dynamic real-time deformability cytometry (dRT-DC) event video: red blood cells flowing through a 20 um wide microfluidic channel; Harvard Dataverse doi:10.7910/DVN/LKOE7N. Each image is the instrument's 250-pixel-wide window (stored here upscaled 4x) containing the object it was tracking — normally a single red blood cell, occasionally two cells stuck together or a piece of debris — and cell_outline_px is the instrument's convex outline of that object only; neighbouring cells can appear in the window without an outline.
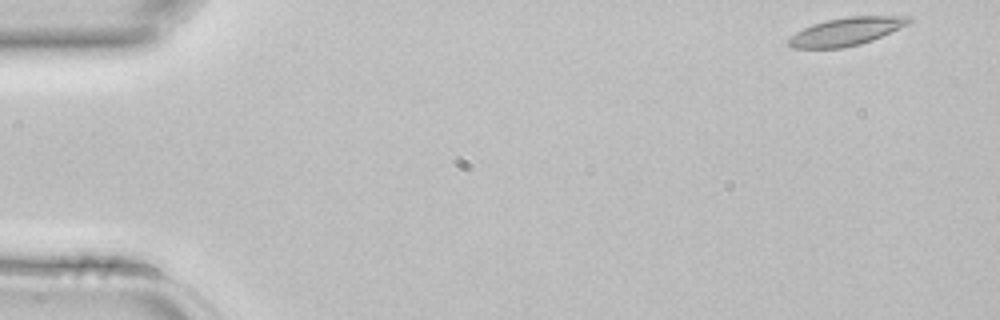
{"species": "common noctule bat (a hibernating species)", "species_latin": "Nyctalus noctula", "temperature_condition": "room temperature", "stored_images_in_passage": 3, "camera_frame_rate_fps": 3000, "um_per_image_px": 0.085, "animal": {"sex": "female", "body_mass_g": 22.7, "forearm_length_mm": 54.2}, "frame": {"image": 1, "passage_image": 1, "time_ms": 0.0, "image_size_px": [1000, 320], "cell_outline_px": [[912, 20], [908, 24], [900, 28], [872, 40], [860, 44], [840, 48], [792, 48], [788, 44], [788, 40], [796, 32], [812, 24], [824, 20], [848, 16], [912, 16]], "centroid_in_image_um": [71.94, 2.67], "position_along_channel_um": 13.1, "area_um2": 19.54}}
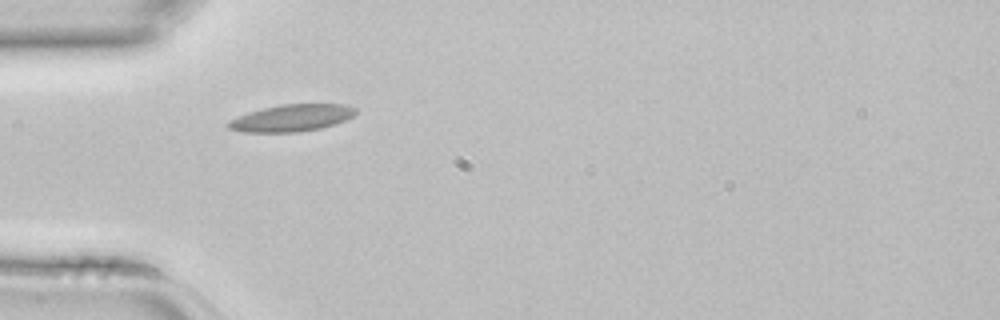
{"frame": {"image": 2, "passage_image": 3, "time_ms": 0.667, "image_size_px": [1000, 320], "cell_outline_px": [[356, 112], [352, 116], [336, 124], [320, 128], [300, 132], [244, 132], [228, 128], [224, 124], [228, 120], [248, 112], [280, 104], [344, 104], [356, 108]], "centroid_in_image_um": [24.75, 10.03], "position_along_channel_um": 60.2, "area_um2": 20.06}}